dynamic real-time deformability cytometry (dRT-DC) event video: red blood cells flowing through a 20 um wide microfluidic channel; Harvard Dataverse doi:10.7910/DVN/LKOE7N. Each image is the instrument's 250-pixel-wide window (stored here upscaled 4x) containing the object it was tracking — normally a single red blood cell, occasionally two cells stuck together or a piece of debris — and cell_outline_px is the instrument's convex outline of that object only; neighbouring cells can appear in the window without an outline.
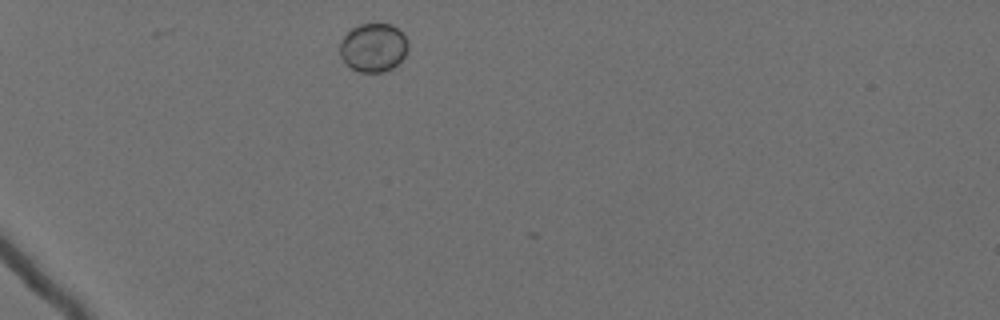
{"species": "Egyptian fruit bat (a non-hibernating species)", "species_latin": "Rousettus aegyptiacus", "temperature_condition": "cold", "stored_images_in_passage": 2, "camera_frame_rate_fps": 3000, "um_per_image_px": 0.085, "animal": {"sex": "female"}, "frame": {"image": 1, "passage_image": 1, "time_ms": 0.0, "image_size_px": [1000, 320], "cell_outline_px": [[408, 48], [404, 56], [392, 68], [384, 72], [360, 72], [344, 64], [340, 56], [340, 44], [344, 36], [352, 28], [360, 24], [392, 24], [408, 40]], "centroid_in_image_um": [31.72, 4.05], "position_along_channel_um": 53.3, "area_um2": 19.25}}